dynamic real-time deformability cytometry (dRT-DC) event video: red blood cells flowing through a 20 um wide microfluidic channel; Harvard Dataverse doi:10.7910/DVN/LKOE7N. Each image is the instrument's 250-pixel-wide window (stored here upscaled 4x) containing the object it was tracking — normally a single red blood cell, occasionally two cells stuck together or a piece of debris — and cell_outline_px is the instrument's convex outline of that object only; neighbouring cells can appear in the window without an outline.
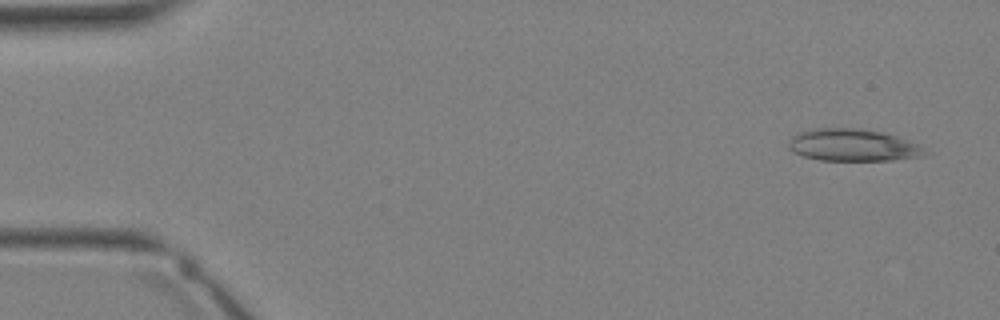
{"species": "Egyptian fruit bat (a non-hibernating species)", "species_latin": "Rousettus aegyptiacus", "temperature_condition": "warm", "stored_images_in_passage": 33, "camera_frame_rate_fps": 3000, "um_per_image_px": 0.085, "animal": {"sex": "female"}, "frame": {"image": 1, "passage_image": 1, "time_ms": 0.0, "image_size_px": [1000, 320], "cell_outline_px": [[928, 152], [924, 156], [892, 160], [820, 160], [804, 156], [792, 152], [788, 148], [788, 140], [792, 136], [800, 132], [816, 128], [860, 128], [880, 132], [896, 136], [920, 144]], "centroid_in_image_um": [72.5, 12.34], "position_along_channel_um": 12.5, "area_um2": 25.61}}
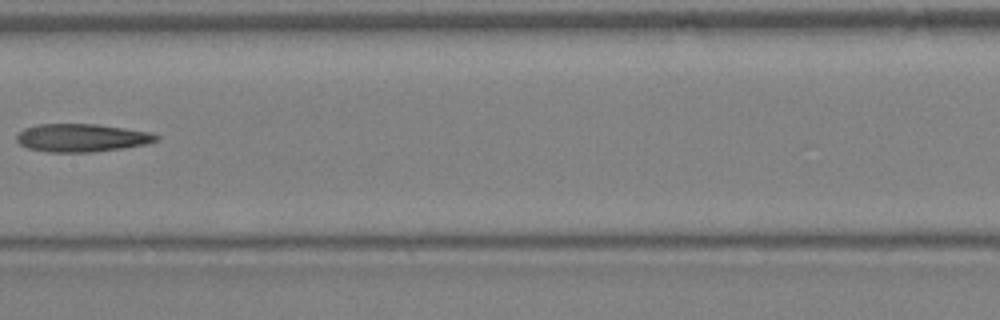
{"frame": {"image": 2, "passage_image": 17, "time_ms": 5.333, "image_size_px": [1000, 320], "cell_outline_px": [[160, 136], [156, 140], [148, 144], [124, 148], [92, 152], [48, 152], [28, 148], [20, 144], [16, 140], [16, 136], [24, 128], [36, 124], [96, 124], [152, 132]], "centroid_in_image_um": [6.96, 11.71], "position_along_channel_um": 200.4, "area_um2": 22.89}}
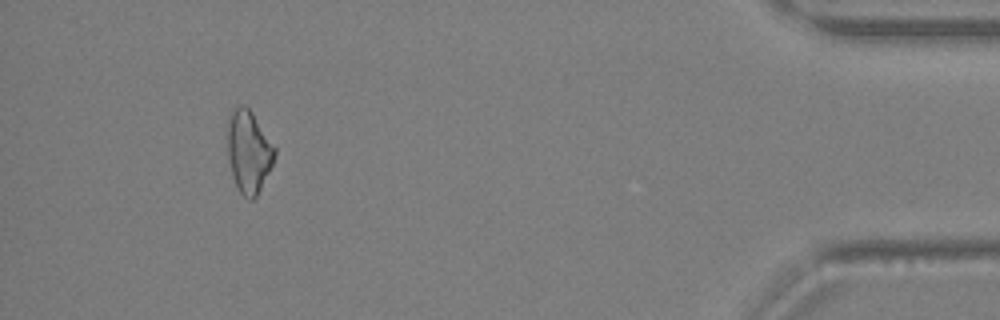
{"frame": {"image": 3, "passage_image": 31, "time_ms": 10.0, "image_size_px": [1000, 320], "cell_outline_px": [[276, 156], [256, 196], [252, 200], [248, 200], [236, 188], [232, 176], [228, 156], [228, 120], [232, 108], [240, 104], [244, 104], [252, 112], [276, 148]], "centroid_in_image_um": [21.13, 12.87], "position_along_channel_um": 414.1, "area_um2": 22.6}}